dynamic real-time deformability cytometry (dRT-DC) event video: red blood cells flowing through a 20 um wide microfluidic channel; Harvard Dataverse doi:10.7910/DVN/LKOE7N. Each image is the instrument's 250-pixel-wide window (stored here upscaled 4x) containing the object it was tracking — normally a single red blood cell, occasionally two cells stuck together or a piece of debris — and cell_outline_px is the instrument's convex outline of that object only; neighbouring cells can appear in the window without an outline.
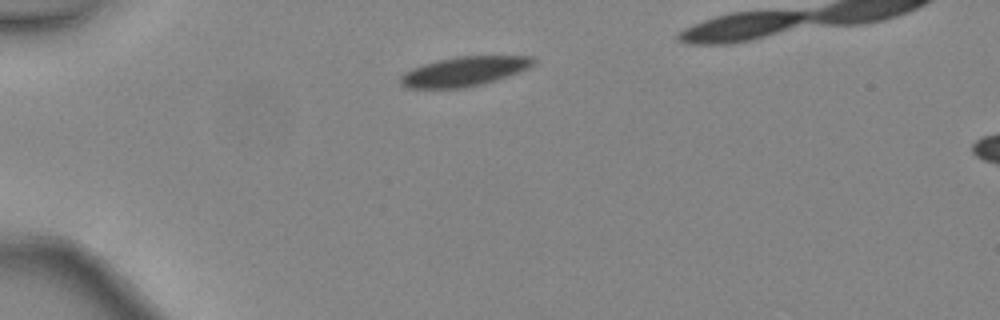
{"species": "common noctule bat (a hibernating species)", "species_latin": "Nyctalus noctula", "temperature_condition": "warm", "stored_images_in_passage": 32, "camera_frame_rate_fps": 3000, "um_per_image_px": 0.085, "animal": {"sex": "female", "body_mass_g": 24.6, "forearm_length_mm": 56.2}, "frame": {"image": 1, "passage_image": 1, "time_ms": 0.0, "image_size_px": [1000, 320], "cell_outline_px": [[536, 60], [528, 68], [496, 80], [464, 88], [408, 88], [400, 84], [400, 76], [404, 72], [412, 68], [424, 64], [456, 56], [532, 56]], "centroid_in_image_um": [39.43, 6.07], "position_along_channel_um": 45.6, "area_um2": 22.6}}
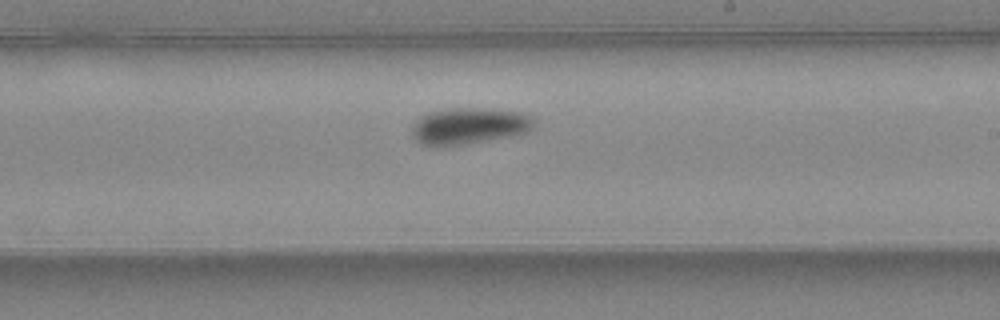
{"frame": {"image": 2, "passage_image": 17, "time_ms": 5.333, "image_size_px": [1000, 320], "cell_outline_px": [[532, 128], [528, 132], [508, 136], [464, 144], [432, 148], [420, 144], [412, 136], [412, 128], [416, 120], [420, 116], [428, 112], [452, 108], [476, 108], [524, 112], [532, 116]], "centroid_in_image_um": [39.8, 10.72], "position_along_channel_um": 249.2, "area_um2": 26.01}}
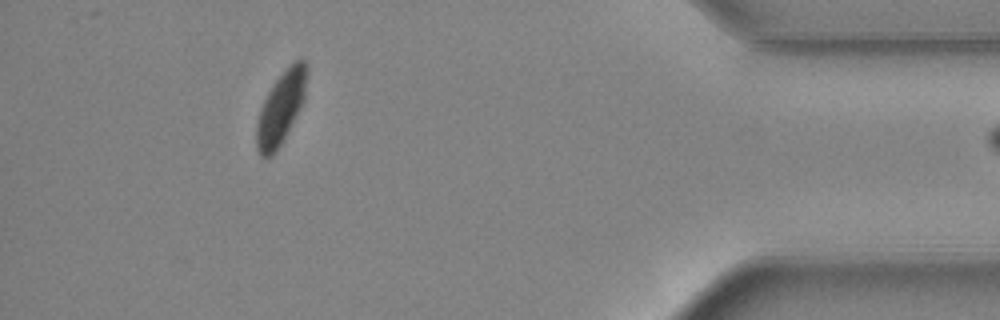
{"frame": {"image": 3, "passage_image": 31, "time_ms": 10.0, "image_size_px": [1000, 320], "cell_outline_px": [[308, 68], [304, 100], [300, 108], [276, 152], [272, 156], [260, 156], [256, 148], [256, 124], [260, 108], [272, 84], [288, 64], [300, 56], [304, 60]], "centroid_in_image_um": [23.88, 9.11], "position_along_channel_um": 411.3, "area_um2": 21.39}}